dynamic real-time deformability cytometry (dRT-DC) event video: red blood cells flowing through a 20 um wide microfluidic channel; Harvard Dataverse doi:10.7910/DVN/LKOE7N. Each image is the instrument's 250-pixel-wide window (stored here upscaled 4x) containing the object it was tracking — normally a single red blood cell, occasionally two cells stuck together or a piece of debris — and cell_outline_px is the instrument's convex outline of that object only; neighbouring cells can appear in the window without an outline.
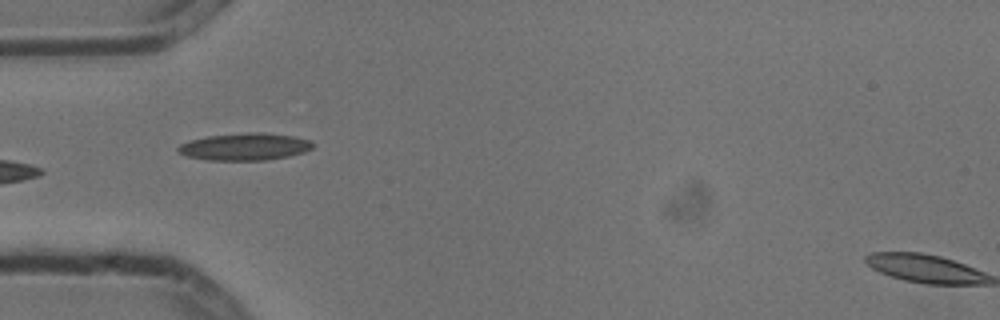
{"species": "common noctule bat (a hibernating species)", "species_latin": "Nyctalus noctula", "temperature_condition": "cold", "stored_images_in_passage": 7, "camera_frame_rate_fps": 3000, "um_per_image_px": 0.085, "animal": {"sex": "male", "body_mass_g": 13.3}, "frame": {"image": 1, "passage_image": 5, "time_ms": 1.333, "image_size_px": [1000, 320], "cell_outline_px": [[312, 148], [304, 152], [288, 156], [264, 160], [208, 160], [188, 156], [180, 152], [176, 148], [180, 144], [192, 140], [208, 136], [248, 132], [264, 132], [292, 136], [312, 140]], "centroid_in_image_um": [20.83, 12.46], "position_along_channel_um": 64.2, "area_um2": 21.15}}
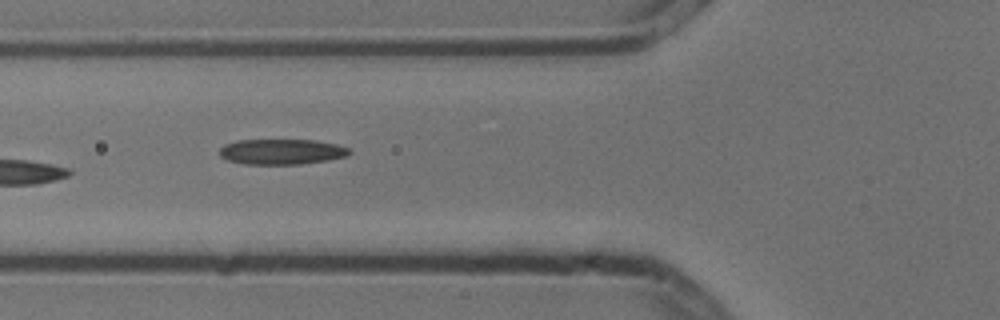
{"frame": {"image": 2, "passage_image": 6, "time_ms": 1.667, "image_size_px": [1000, 320], "cell_outline_px": [[352, 152], [348, 156], [328, 160], [300, 164], [244, 164], [228, 160], [220, 156], [220, 148], [224, 144], [236, 140], [316, 140], [336, 144], [348, 148]], "centroid_in_image_um": [23.94, 12.89], "position_along_channel_um": 101.9, "area_um2": 19.31}}
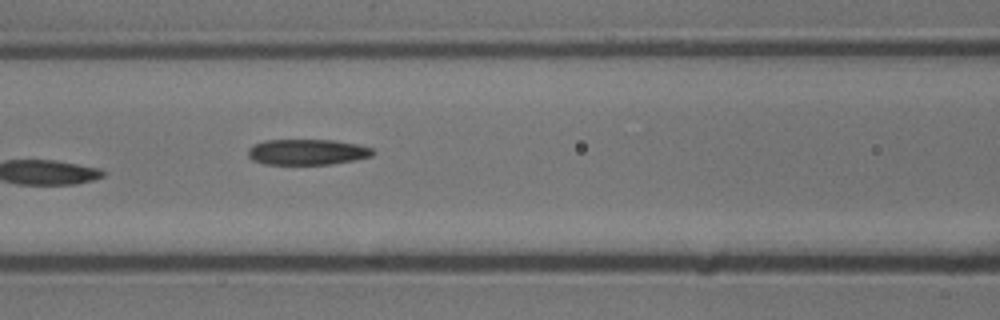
{"frame": {"image": 3, "passage_image": 7, "time_ms": 2.0, "image_size_px": [1000, 320], "cell_outline_px": [[376, 152], [372, 156], [356, 160], [332, 164], [264, 164], [252, 160], [248, 156], [248, 148], [264, 140], [336, 140], [360, 144], [372, 148]], "centroid_in_image_um": [26.16, 12.92], "position_along_channel_um": 140.4, "area_um2": 18.9}}